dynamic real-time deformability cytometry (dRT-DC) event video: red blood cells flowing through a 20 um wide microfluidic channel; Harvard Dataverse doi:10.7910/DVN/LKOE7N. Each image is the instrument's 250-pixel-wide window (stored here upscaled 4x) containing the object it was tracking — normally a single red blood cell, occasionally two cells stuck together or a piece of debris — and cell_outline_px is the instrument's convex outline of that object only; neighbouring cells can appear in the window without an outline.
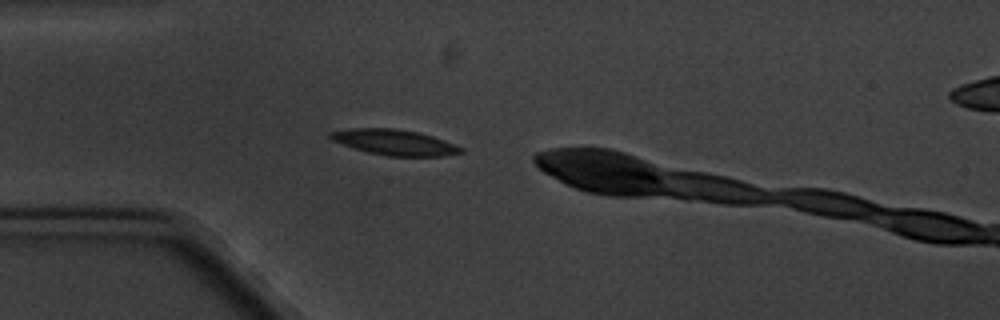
{"species": "common noctule bat (a hibernating species)", "species_latin": "Nyctalus noctula", "temperature_condition": "cold", "stored_images_in_passage": 2, "camera_frame_rate_fps": 3000, "um_per_image_px": 0.085, "animal": {"sex": "male", "body_mass_g": 20.1, "forearm_length_mm": 53.5}, "frame": {"image": 1, "passage_image": 1, "time_ms": 0.0, "image_size_px": [1000, 320], "cell_outline_px": [[464, 152], [444, 156], [388, 156], [368, 152], [352, 148], [332, 140], [328, 136], [328, 132], [348, 128], [396, 128], [420, 132], [444, 140], [464, 148]], "centroid_in_image_um": [33.52, 12.09], "position_along_channel_um": 51.5, "area_um2": 19.65}}